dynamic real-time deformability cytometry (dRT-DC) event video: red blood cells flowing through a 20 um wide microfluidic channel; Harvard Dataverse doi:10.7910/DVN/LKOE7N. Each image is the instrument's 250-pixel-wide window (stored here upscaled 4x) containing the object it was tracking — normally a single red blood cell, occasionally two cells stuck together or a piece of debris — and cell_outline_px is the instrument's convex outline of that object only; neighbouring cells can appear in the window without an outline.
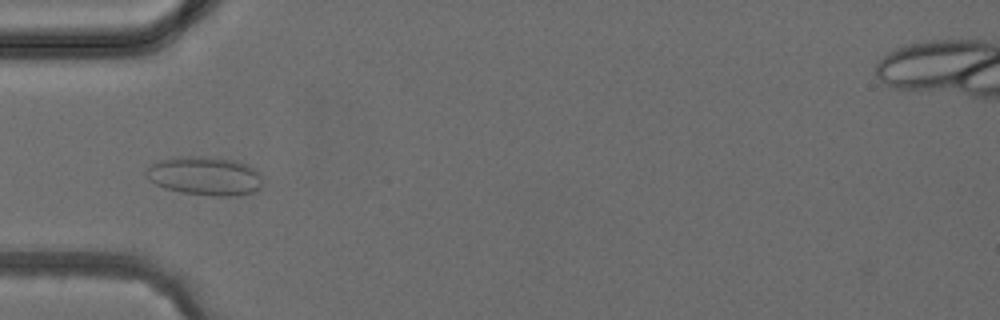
{"species": "common noctule bat (a hibernating species)", "species_latin": "Nyctalus noctula", "temperature_condition": "cold", "stored_images_in_passage": 4, "camera_frame_rate_fps": 3000, "um_per_image_px": 0.085, "animal": {"sex": "female", "body_mass_g": 24.6, "forearm_length_mm": 56.2}, "frame": {"image": 1, "passage_image": 4, "time_ms": 4.333, "image_size_px": [1000, 320], "cell_outline_px": [[260, 188], [256, 192], [240, 196], [216, 196], [180, 192], [164, 188], [148, 180], [144, 176], [144, 172], [156, 160], [180, 156], [204, 156], [236, 160], [260, 172]], "centroid_in_image_um": [17.38, 14.96], "position_along_channel_um": 67.6, "area_um2": 26.59}}